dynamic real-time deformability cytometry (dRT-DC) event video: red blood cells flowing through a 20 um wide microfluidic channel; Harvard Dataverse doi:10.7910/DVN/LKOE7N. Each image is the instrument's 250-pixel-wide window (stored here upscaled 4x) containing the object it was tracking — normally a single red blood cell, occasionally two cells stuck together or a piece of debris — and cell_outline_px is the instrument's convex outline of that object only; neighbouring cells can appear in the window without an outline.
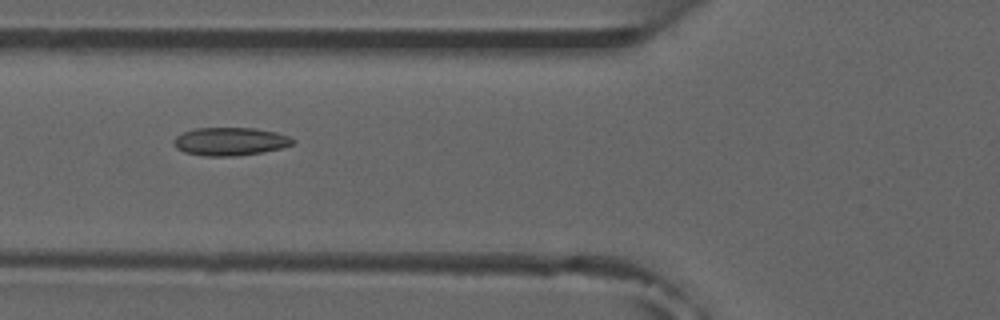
{"species": "common noctule bat (a hibernating species)", "species_latin": "Nyctalus noctula", "temperature_condition": "room temperature", "stored_images_in_passage": 4, "camera_frame_rate_fps": 3000, "um_per_image_px": 0.085, "animal": {"sex": "male", "forearm_length_mm": 52.5}, "frame": {"image": 1, "passage_image": 3, "time_ms": 2.333, "image_size_px": [1000, 320], "cell_outline_px": [[296, 140], [292, 144], [280, 148], [264, 152], [236, 156], [204, 156], [184, 152], [176, 148], [172, 144], [172, 140], [176, 136], [184, 132], [196, 128], [256, 128], [276, 132], [288, 136]], "centroid_in_image_um": [19.54, 12.03], "position_along_channel_um": 106.3, "area_um2": 19.59}}
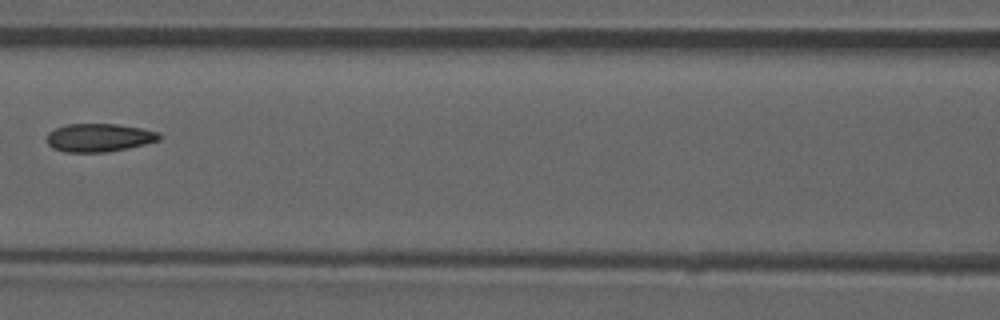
{"frame": {"image": 2, "passage_image": 4, "time_ms": 3.667, "image_size_px": [1000, 320], "cell_outline_px": [[160, 140], [128, 148], [108, 152], [64, 152], [52, 148], [48, 144], [48, 132], [56, 128], [68, 124], [116, 124], [144, 128], [160, 132]], "centroid_in_image_um": [8.44, 11.7], "position_along_channel_um": 158.2, "area_um2": 18.55}}